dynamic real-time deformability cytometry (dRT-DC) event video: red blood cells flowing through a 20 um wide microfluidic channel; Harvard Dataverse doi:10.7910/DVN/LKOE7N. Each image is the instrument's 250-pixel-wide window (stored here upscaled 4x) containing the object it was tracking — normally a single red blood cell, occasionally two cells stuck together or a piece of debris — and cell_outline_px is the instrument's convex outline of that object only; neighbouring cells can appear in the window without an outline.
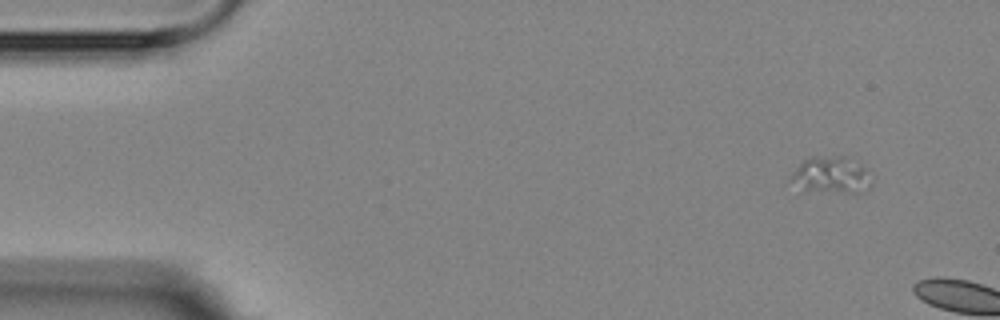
{"species": "Egyptian fruit bat (a non-hibernating species)", "species_latin": "Rousettus aegyptiacus", "temperature_condition": "room temperature", "stored_images_in_passage": 2, "camera_frame_rate_fps": 3000, "um_per_image_px": 0.085, "animal": {"sex": "female"}, "frame": {"image": 1, "passage_image": 1, "time_ms": 0.0, "image_size_px": [1000, 320], "cell_outline_px": [[872, 184], [864, 192], [800, 192], [788, 180], [792, 172], [804, 160], [812, 156], [844, 156], [864, 168]], "centroid_in_image_um": [70.54, 14.92], "position_along_channel_um": 14.5, "area_um2": 17.51}}